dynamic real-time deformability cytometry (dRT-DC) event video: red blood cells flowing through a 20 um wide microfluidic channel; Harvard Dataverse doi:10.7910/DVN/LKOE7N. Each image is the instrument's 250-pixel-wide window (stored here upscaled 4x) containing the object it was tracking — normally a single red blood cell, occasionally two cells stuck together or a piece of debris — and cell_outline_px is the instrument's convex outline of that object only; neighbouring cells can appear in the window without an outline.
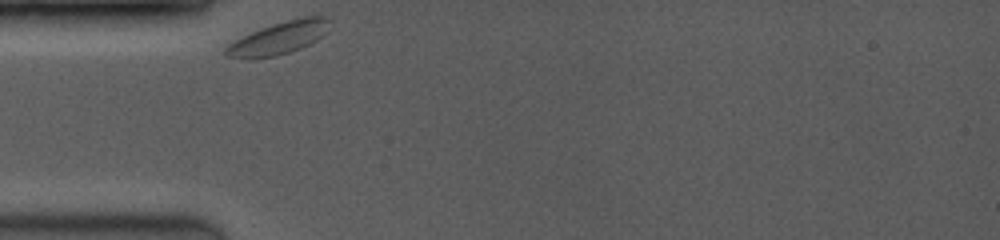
{"species": "common noctule bat (a hibernating species)", "species_latin": "Nyctalus noctula", "temperature_condition": "room temperature", "stored_images_in_passage": 6, "camera_frame_rate_fps": 3500, "um_per_image_px": 0.085, "animal": {"sex": "female", "body_mass_g": 19.0, "forearm_length_mm": 53.3}, "frame": {"image": 1, "passage_image": 1, "time_ms": 0.0, "image_size_px": [1000, 240], "cell_outline_px": [[328, 20], [324, 32], [316, 40], [300, 48], [276, 56], [248, 60], [228, 56], [224, 52], [224, 48], [228, 44], [260, 28], [272, 24], [304, 16], [328, 16]], "centroid_in_image_um": [23.63, 3.25], "position_along_channel_um": 61.4, "area_um2": 19.31}}
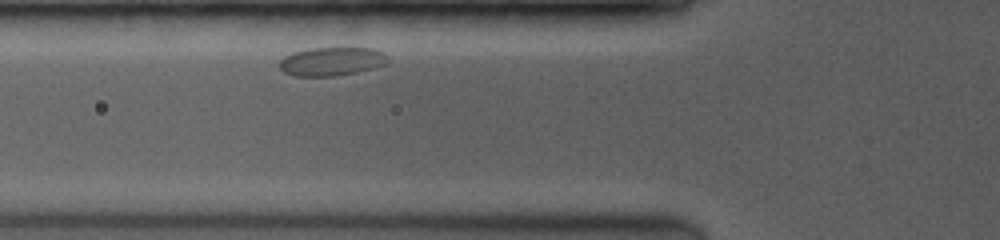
{"frame": {"image": 2, "passage_image": 4, "time_ms": 1.143, "image_size_px": [1000, 240], "cell_outline_px": [[388, 64], [356, 72], [336, 76], [292, 76], [284, 72], [280, 68], [280, 60], [284, 56], [292, 52], [308, 48], [372, 48], [388, 56]], "centroid_in_image_um": [28.16, 5.22], "position_along_channel_um": 97.6, "area_um2": 18.09}}